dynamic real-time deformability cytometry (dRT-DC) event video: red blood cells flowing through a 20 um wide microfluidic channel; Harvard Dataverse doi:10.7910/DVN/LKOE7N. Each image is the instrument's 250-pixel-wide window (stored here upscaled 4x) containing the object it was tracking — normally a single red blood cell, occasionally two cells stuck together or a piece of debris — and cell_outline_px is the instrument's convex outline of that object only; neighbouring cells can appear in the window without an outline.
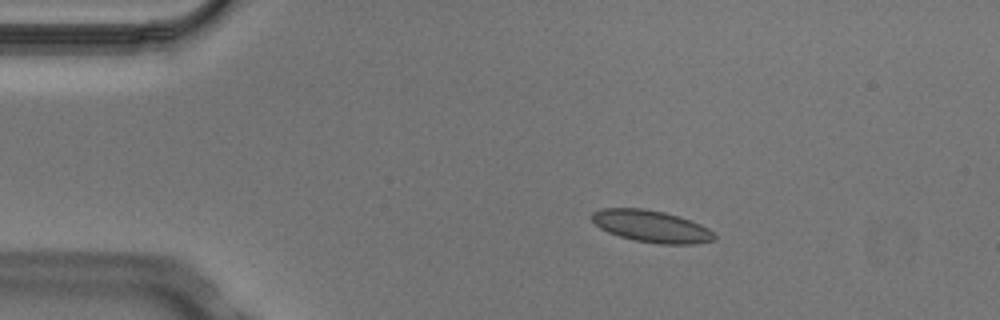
{"species": "Egyptian fruit bat (a non-hibernating species)", "species_latin": "Rousettus aegyptiacus", "temperature_condition": "cold", "stored_images_in_passage": 4, "camera_frame_rate_fps": 3000, "um_per_image_px": 0.085, "animal": {"sex": "male"}, "frame": {"image": 1, "passage_image": 3, "time_ms": 0.667, "image_size_px": [1000, 320], "cell_outline_px": [[716, 240], [696, 244], [660, 244], [636, 240], [620, 236], [608, 232], [600, 228], [592, 220], [592, 212], [604, 208], [644, 208], [664, 212], [680, 216], [700, 224], [708, 228], [716, 236]], "centroid_in_image_um": [55.4, 19.23], "position_along_channel_um": 29.6, "area_um2": 22.77}}